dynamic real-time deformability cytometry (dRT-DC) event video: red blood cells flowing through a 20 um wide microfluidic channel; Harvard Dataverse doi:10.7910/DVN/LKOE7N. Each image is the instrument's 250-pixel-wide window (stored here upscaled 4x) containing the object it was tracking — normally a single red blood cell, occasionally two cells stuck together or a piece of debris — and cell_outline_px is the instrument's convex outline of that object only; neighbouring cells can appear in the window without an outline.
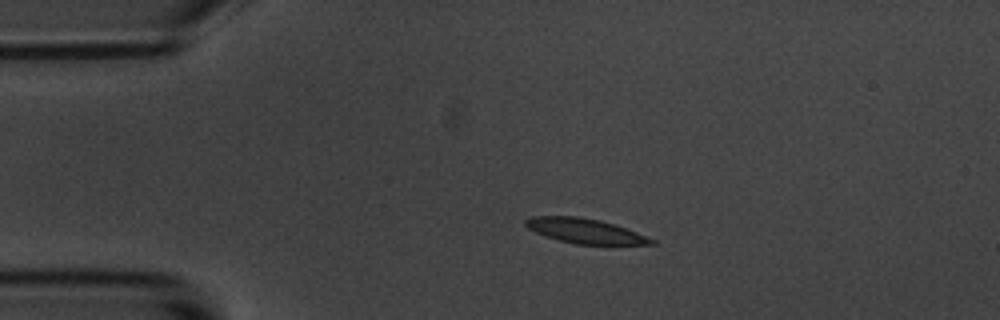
{"species": "common noctule bat (a hibernating species)", "species_latin": "Nyctalus noctula", "temperature_condition": "room temperature", "stored_images_in_passage": 7, "camera_frame_rate_fps": 3000, "um_per_image_px": 0.085, "animal": {"sex": "male", "body_mass_g": 20.1, "forearm_length_mm": 53.5}, "frame": {"image": 1, "passage_image": 3, "time_ms": 2.333, "image_size_px": [1000, 320], "cell_outline_px": [[656, 244], [576, 244], [544, 236], [528, 228], [524, 224], [524, 220], [528, 216], [580, 216], [600, 220], [636, 232], [656, 240]], "centroid_in_image_um": [49.67, 19.61], "position_along_channel_um": 35.3, "area_um2": 18.03}}
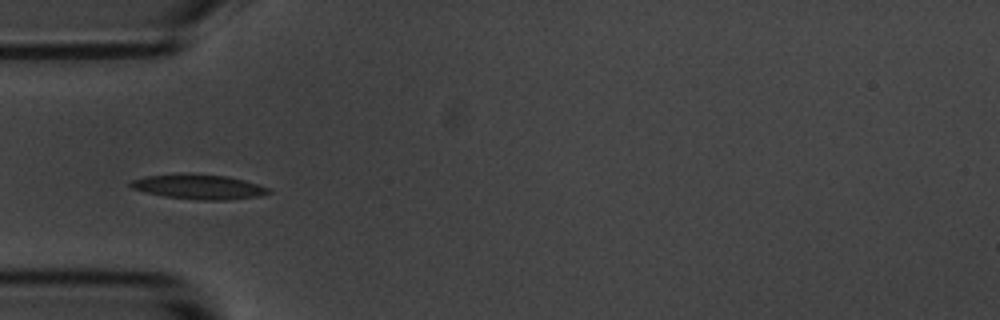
{"frame": {"image": 2, "passage_image": 5, "time_ms": 4.333, "image_size_px": [1000, 320], "cell_outline_px": [[272, 192], [260, 196], [228, 200], [204, 200], [164, 196], [144, 192], [132, 188], [128, 184], [132, 180], [144, 176], [188, 172], [192, 172], [228, 176], [244, 180], [268, 188]], "centroid_in_image_um": [16.87, 15.85], "position_along_channel_um": 68.1, "area_um2": 20.17}}
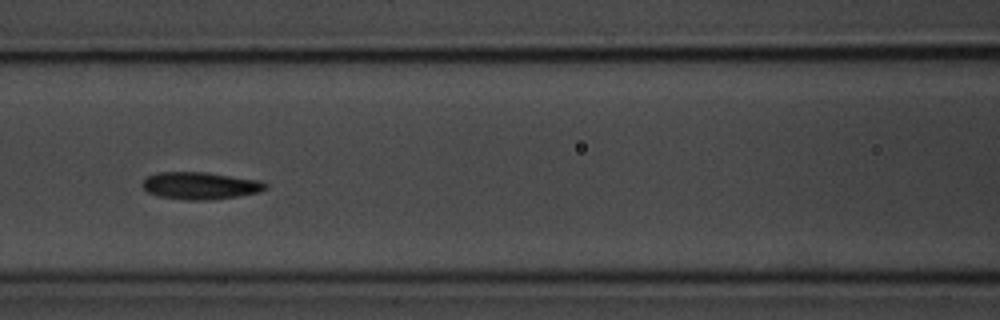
{"frame": {"image": 3, "passage_image": 7, "time_ms": 6.667, "image_size_px": [1000, 320], "cell_outline_px": [[268, 188], [260, 192], [236, 196], [208, 200], [184, 200], [160, 196], [148, 192], [144, 188], [144, 180], [148, 176], [156, 172], [204, 172], [260, 180], [268, 184]], "centroid_in_image_um": [17.06, 15.78], "position_along_channel_um": 149.5, "area_um2": 19.42}}